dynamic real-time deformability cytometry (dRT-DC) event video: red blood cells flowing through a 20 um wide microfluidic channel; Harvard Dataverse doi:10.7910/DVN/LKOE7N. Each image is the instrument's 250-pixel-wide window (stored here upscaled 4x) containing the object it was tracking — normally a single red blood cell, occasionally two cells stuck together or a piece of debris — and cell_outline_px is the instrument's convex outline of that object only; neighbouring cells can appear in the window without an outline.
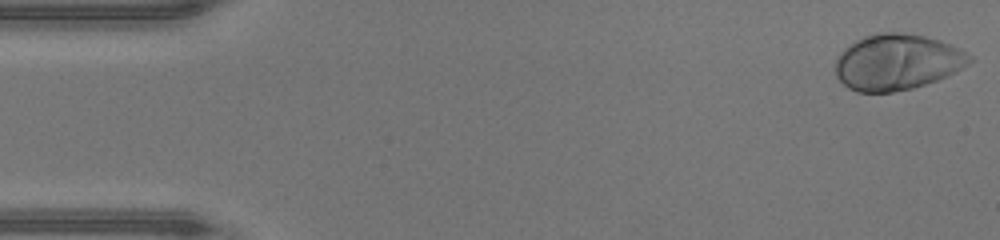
{"species": "human", "species_latin": "Homo sapiens", "temperature_condition": "warm", "stored_images_in_passage": 47, "camera_frame_rate_fps": 3000, "um_per_image_px": 0.085, "donor": {"sex": "male"}, "frame": {"image": 1, "passage_image": 1, "time_ms": 0.0, "image_size_px": [1000, 240], "cell_outline_px": [[972, 60], [968, 64], [936, 80], [912, 88], [892, 92], [856, 92], [848, 88], [836, 76], [836, 60], [840, 52], [844, 48], [856, 40], [864, 36], [880, 32], [896, 32], [924, 36], [940, 40], [964, 52]], "centroid_in_image_um": [76.18, 5.27], "position_along_channel_um": 8.8, "area_um2": 43.06}}
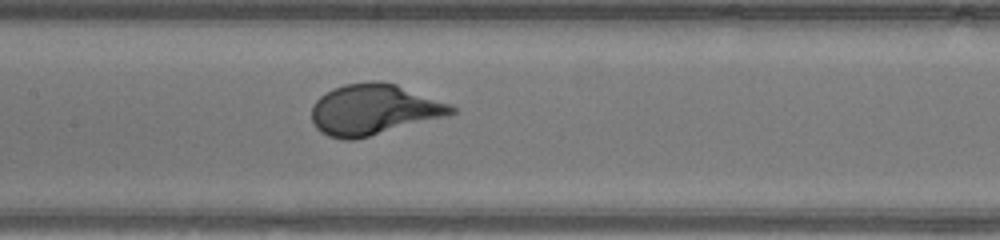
{"frame": {"image": 2, "passage_image": 22, "time_ms": 7.0, "image_size_px": [1000, 240], "cell_outline_px": [[456, 112], [448, 116], [352, 140], [344, 140], [328, 136], [320, 132], [316, 128], [312, 120], [312, 104], [320, 96], [332, 88], [344, 84], [372, 80], [396, 84], [452, 104], [456, 108]], "centroid_in_image_um": [31.76, 9.3], "position_along_channel_um": 175.6, "area_um2": 41.38}}
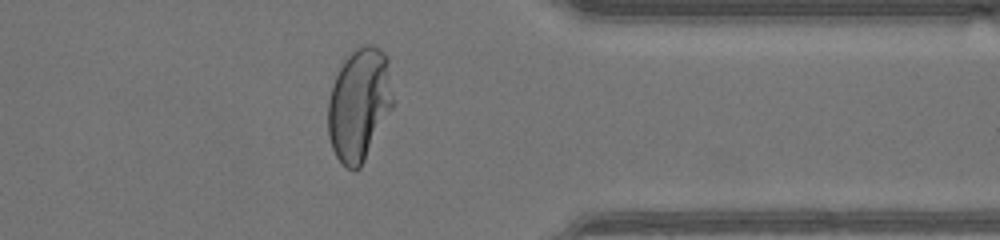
{"frame": {"image": 3, "passage_image": 37, "time_ms": 12.0, "image_size_px": [1000, 240], "cell_outline_px": [[392, 108], [360, 168], [356, 172], [352, 172], [336, 156], [332, 148], [328, 136], [328, 100], [332, 84], [344, 60], [360, 44], [372, 44], [380, 48], [388, 56], [392, 100]], "centroid_in_image_um": [30.52, 8.86], "position_along_channel_um": 380.9, "area_um2": 42.6}, "authors_computed_cell_mechanics": {"area_um2": 41.2114, "velocity_mm_per_s": 4.3509, "shape_relaxation_time_tau1_ms": 2.4333, "shape_relaxation_time_tau2_ms": null, "deformation_change_tau1": 0.2127, "deformation_change_tau2": null}}